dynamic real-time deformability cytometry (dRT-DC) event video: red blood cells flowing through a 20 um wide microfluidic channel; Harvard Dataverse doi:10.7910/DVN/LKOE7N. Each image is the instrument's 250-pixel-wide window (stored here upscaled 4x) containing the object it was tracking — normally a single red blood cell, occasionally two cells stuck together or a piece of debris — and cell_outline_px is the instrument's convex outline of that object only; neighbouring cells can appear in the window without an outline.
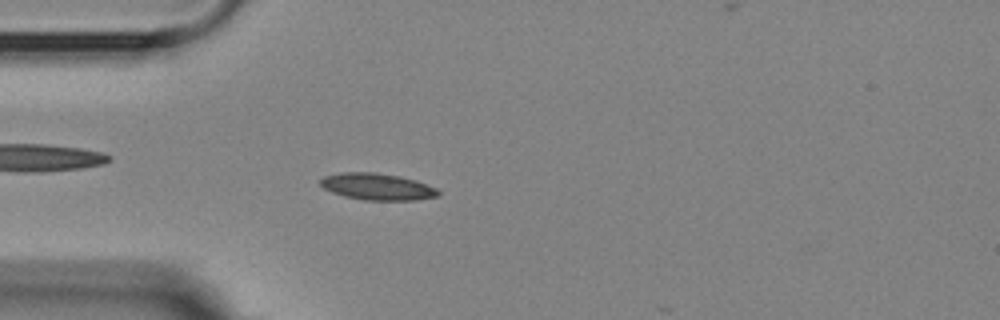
{"species": "Egyptian fruit bat (a non-hibernating species)", "species_latin": "Rousettus aegyptiacus", "temperature_condition": "room temperature", "stored_images_in_passage": 6, "camera_frame_rate_fps": 3000, "um_per_image_px": 0.085, "animal": {"sex": "female"}, "frame": {"image": 1, "passage_image": 5, "time_ms": 4.667, "image_size_px": [1000, 320], "cell_outline_px": [[440, 196], [416, 200], [364, 200], [344, 196], [332, 192], [324, 188], [320, 184], [320, 180], [324, 176], [340, 172], [376, 172], [400, 176], [416, 180], [436, 188], [440, 192]], "centroid_in_image_um": [32.08, 15.86], "position_along_channel_um": 52.9, "area_um2": 18.44}}